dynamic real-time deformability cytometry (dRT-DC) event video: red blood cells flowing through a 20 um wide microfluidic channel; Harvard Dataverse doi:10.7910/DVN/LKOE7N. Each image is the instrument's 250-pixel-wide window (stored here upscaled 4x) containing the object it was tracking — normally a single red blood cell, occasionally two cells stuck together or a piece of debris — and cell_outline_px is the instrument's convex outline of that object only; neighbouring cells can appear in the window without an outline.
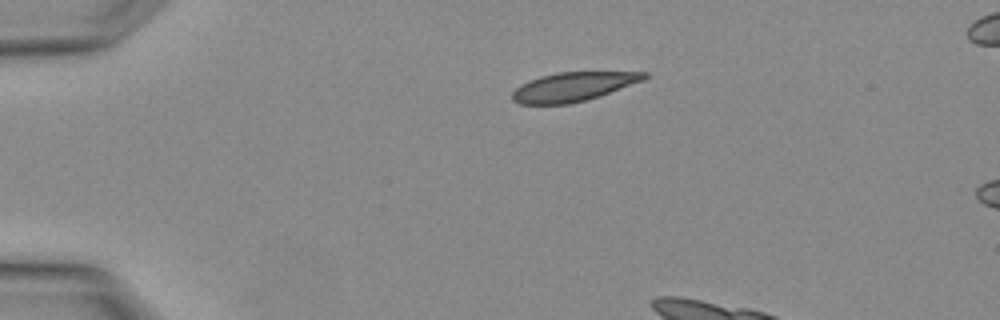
{"species": "Egyptian fruit bat (a non-hibernating species)", "species_latin": "Rousettus aegyptiacus", "temperature_condition": "warm", "stored_images_in_passage": 3, "camera_frame_rate_fps": 3000, "um_per_image_px": 0.085, "animal": {"sex": "female"}, "frame": {"image": 1, "passage_image": 1, "time_ms": 0.0, "image_size_px": [1000, 320], "cell_outline_px": [[648, 76], [644, 80], [600, 96], [568, 104], [520, 104], [512, 100], [512, 92], [520, 84], [528, 80], [540, 76], [556, 72], [648, 72]], "centroid_in_image_um": [48.7, 7.37], "position_along_channel_um": 36.3, "area_um2": 22.31}}